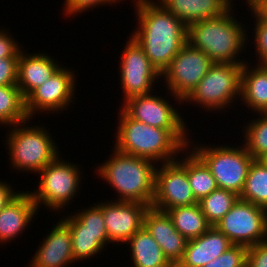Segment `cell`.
Here are the masks:
<instances>
[{"mask_svg": "<svg viewBox=\"0 0 267 267\" xmlns=\"http://www.w3.org/2000/svg\"><path fill=\"white\" fill-rule=\"evenodd\" d=\"M71 232L73 259L75 262L94 257L110 244L106 233L102 209L95 206L84 208L62 219Z\"/></svg>", "mask_w": 267, "mask_h": 267, "instance_id": "obj_11", "label": "cell"}, {"mask_svg": "<svg viewBox=\"0 0 267 267\" xmlns=\"http://www.w3.org/2000/svg\"><path fill=\"white\" fill-rule=\"evenodd\" d=\"M239 199L236 193L217 188L198 201L201 211L211 226H215Z\"/></svg>", "mask_w": 267, "mask_h": 267, "instance_id": "obj_29", "label": "cell"}, {"mask_svg": "<svg viewBox=\"0 0 267 267\" xmlns=\"http://www.w3.org/2000/svg\"><path fill=\"white\" fill-rule=\"evenodd\" d=\"M166 212L176 230L187 240L201 236L211 227L198 203L171 208Z\"/></svg>", "mask_w": 267, "mask_h": 267, "instance_id": "obj_25", "label": "cell"}, {"mask_svg": "<svg viewBox=\"0 0 267 267\" xmlns=\"http://www.w3.org/2000/svg\"><path fill=\"white\" fill-rule=\"evenodd\" d=\"M255 36L254 42H255V55H257L259 60L257 61V64H267V22L259 21L257 18H255ZM260 61V62H259Z\"/></svg>", "mask_w": 267, "mask_h": 267, "instance_id": "obj_33", "label": "cell"}, {"mask_svg": "<svg viewBox=\"0 0 267 267\" xmlns=\"http://www.w3.org/2000/svg\"><path fill=\"white\" fill-rule=\"evenodd\" d=\"M232 10L231 8L222 16L190 24L187 40L194 48L203 51L214 63L244 65L246 62L239 59L241 57L239 54L246 48L245 41H248V36L244 24L233 17Z\"/></svg>", "mask_w": 267, "mask_h": 267, "instance_id": "obj_4", "label": "cell"}, {"mask_svg": "<svg viewBox=\"0 0 267 267\" xmlns=\"http://www.w3.org/2000/svg\"><path fill=\"white\" fill-rule=\"evenodd\" d=\"M263 161L267 164V156L263 159Z\"/></svg>", "mask_w": 267, "mask_h": 267, "instance_id": "obj_39", "label": "cell"}, {"mask_svg": "<svg viewBox=\"0 0 267 267\" xmlns=\"http://www.w3.org/2000/svg\"><path fill=\"white\" fill-rule=\"evenodd\" d=\"M231 246L232 242L216 226H211L201 236L187 241L183 259L176 267H203Z\"/></svg>", "mask_w": 267, "mask_h": 267, "instance_id": "obj_21", "label": "cell"}, {"mask_svg": "<svg viewBox=\"0 0 267 267\" xmlns=\"http://www.w3.org/2000/svg\"><path fill=\"white\" fill-rule=\"evenodd\" d=\"M242 68L241 64L214 63L182 102L190 101L212 112L228 108L241 96Z\"/></svg>", "mask_w": 267, "mask_h": 267, "instance_id": "obj_7", "label": "cell"}, {"mask_svg": "<svg viewBox=\"0 0 267 267\" xmlns=\"http://www.w3.org/2000/svg\"><path fill=\"white\" fill-rule=\"evenodd\" d=\"M109 160L97 166V173L118 194L116 201L138 202L151 207L155 195L156 163L120 152L114 147Z\"/></svg>", "mask_w": 267, "mask_h": 267, "instance_id": "obj_3", "label": "cell"}, {"mask_svg": "<svg viewBox=\"0 0 267 267\" xmlns=\"http://www.w3.org/2000/svg\"><path fill=\"white\" fill-rule=\"evenodd\" d=\"M187 27L197 21L216 18L233 8V0H158Z\"/></svg>", "mask_w": 267, "mask_h": 267, "instance_id": "obj_22", "label": "cell"}, {"mask_svg": "<svg viewBox=\"0 0 267 267\" xmlns=\"http://www.w3.org/2000/svg\"><path fill=\"white\" fill-rule=\"evenodd\" d=\"M245 126L244 146L254 160H263L267 156V113H259Z\"/></svg>", "mask_w": 267, "mask_h": 267, "instance_id": "obj_30", "label": "cell"}, {"mask_svg": "<svg viewBox=\"0 0 267 267\" xmlns=\"http://www.w3.org/2000/svg\"><path fill=\"white\" fill-rule=\"evenodd\" d=\"M248 64L246 61L242 68L239 100L253 112L267 113V64H256L254 68Z\"/></svg>", "mask_w": 267, "mask_h": 267, "instance_id": "obj_23", "label": "cell"}, {"mask_svg": "<svg viewBox=\"0 0 267 267\" xmlns=\"http://www.w3.org/2000/svg\"><path fill=\"white\" fill-rule=\"evenodd\" d=\"M39 246L30 267H69L73 262L71 232L62 218Z\"/></svg>", "mask_w": 267, "mask_h": 267, "instance_id": "obj_18", "label": "cell"}, {"mask_svg": "<svg viewBox=\"0 0 267 267\" xmlns=\"http://www.w3.org/2000/svg\"><path fill=\"white\" fill-rule=\"evenodd\" d=\"M143 226L159 244L168 261L176 267L183 259L188 240L176 230L167 212L149 207L144 214Z\"/></svg>", "mask_w": 267, "mask_h": 267, "instance_id": "obj_17", "label": "cell"}, {"mask_svg": "<svg viewBox=\"0 0 267 267\" xmlns=\"http://www.w3.org/2000/svg\"><path fill=\"white\" fill-rule=\"evenodd\" d=\"M214 62L201 50L186 43L161 74L169 94L183 105V100L195 89ZM168 86V87H167Z\"/></svg>", "mask_w": 267, "mask_h": 267, "instance_id": "obj_9", "label": "cell"}, {"mask_svg": "<svg viewBox=\"0 0 267 267\" xmlns=\"http://www.w3.org/2000/svg\"><path fill=\"white\" fill-rule=\"evenodd\" d=\"M210 146L197 143L192 147L189 145L188 148H192L210 169L218 188L232 191L240 196L249 168L254 161L253 157L247 152L244 143L236 148L227 144L220 147Z\"/></svg>", "mask_w": 267, "mask_h": 267, "instance_id": "obj_6", "label": "cell"}, {"mask_svg": "<svg viewBox=\"0 0 267 267\" xmlns=\"http://www.w3.org/2000/svg\"><path fill=\"white\" fill-rule=\"evenodd\" d=\"M134 1L138 28L131 35L162 74L188 42V27L158 1Z\"/></svg>", "mask_w": 267, "mask_h": 267, "instance_id": "obj_1", "label": "cell"}, {"mask_svg": "<svg viewBox=\"0 0 267 267\" xmlns=\"http://www.w3.org/2000/svg\"><path fill=\"white\" fill-rule=\"evenodd\" d=\"M125 244L130 245L131 267H174L144 226Z\"/></svg>", "mask_w": 267, "mask_h": 267, "instance_id": "obj_24", "label": "cell"}, {"mask_svg": "<svg viewBox=\"0 0 267 267\" xmlns=\"http://www.w3.org/2000/svg\"><path fill=\"white\" fill-rule=\"evenodd\" d=\"M129 38L119 65L124 102L132 97L151 93V90H154L153 83L161 78V74L151 64L142 47L132 36Z\"/></svg>", "mask_w": 267, "mask_h": 267, "instance_id": "obj_13", "label": "cell"}, {"mask_svg": "<svg viewBox=\"0 0 267 267\" xmlns=\"http://www.w3.org/2000/svg\"><path fill=\"white\" fill-rule=\"evenodd\" d=\"M29 120L12 125L9 134H6L5 143L6 149H9L11 168L20 170L19 172L33 171L38 174L60 152L51 133L42 126H28Z\"/></svg>", "mask_w": 267, "mask_h": 267, "instance_id": "obj_5", "label": "cell"}, {"mask_svg": "<svg viewBox=\"0 0 267 267\" xmlns=\"http://www.w3.org/2000/svg\"><path fill=\"white\" fill-rule=\"evenodd\" d=\"M247 247L233 245L218 258L211 260L203 267H246Z\"/></svg>", "mask_w": 267, "mask_h": 267, "instance_id": "obj_31", "label": "cell"}, {"mask_svg": "<svg viewBox=\"0 0 267 267\" xmlns=\"http://www.w3.org/2000/svg\"><path fill=\"white\" fill-rule=\"evenodd\" d=\"M59 156L61 157L58 155L39 172L41 179L38 188L29 191L38 210L44 205L53 212L62 211L79 193V184L82 180L80 168Z\"/></svg>", "mask_w": 267, "mask_h": 267, "instance_id": "obj_8", "label": "cell"}, {"mask_svg": "<svg viewBox=\"0 0 267 267\" xmlns=\"http://www.w3.org/2000/svg\"><path fill=\"white\" fill-rule=\"evenodd\" d=\"M119 111L114 147L120 152L162 164L176 160L178 154H183L189 146V129H161L149 126L132 119L122 108Z\"/></svg>", "mask_w": 267, "mask_h": 267, "instance_id": "obj_2", "label": "cell"}, {"mask_svg": "<svg viewBox=\"0 0 267 267\" xmlns=\"http://www.w3.org/2000/svg\"><path fill=\"white\" fill-rule=\"evenodd\" d=\"M248 7L259 21L267 22V0H250Z\"/></svg>", "mask_w": 267, "mask_h": 267, "instance_id": "obj_37", "label": "cell"}, {"mask_svg": "<svg viewBox=\"0 0 267 267\" xmlns=\"http://www.w3.org/2000/svg\"><path fill=\"white\" fill-rule=\"evenodd\" d=\"M46 53H24L18 58L17 87L26 98L34 89L43 85L61 67ZM54 59V60H53Z\"/></svg>", "mask_w": 267, "mask_h": 267, "instance_id": "obj_20", "label": "cell"}, {"mask_svg": "<svg viewBox=\"0 0 267 267\" xmlns=\"http://www.w3.org/2000/svg\"><path fill=\"white\" fill-rule=\"evenodd\" d=\"M158 165L155 171V195L151 207L168 209L197 204L187 177V156Z\"/></svg>", "mask_w": 267, "mask_h": 267, "instance_id": "obj_12", "label": "cell"}, {"mask_svg": "<svg viewBox=\"0 0 267 267\" xmlns=\"http://www.w3.org/2000/svg\"><path fill=\"white\" fill-rule=\"evenodd\" d=\"M106 201L97 205L102 209L108 238L113 244H124L143 227L144 214L149 206L116 199Z\"/></svg>", "mask_w": 267, "mask_h": 267, "instance_id": "obj_16", "label": "cell"}, {"mask_svg": "<svg viewBox=\"0 0 267 267\" xmlns=\"http://www.w3.org/2000/svg\"><path fill=\"white\" fill-rule=\"evenodd\" d=\"M120 1L122 2V0H64V13H66L65 15L68 17H74V15L76 16L78 13L80 14L86 10L88 11L91 7L93 9V7H97V5H112L113 3H120Z\"/></svg>", "mask_w": 267, "mask_h": 267, "instance_id": "obj_32", "label": "cell"}, {"mask_svg": "<svg viewBox=\"0 0 267 267\" xmlns=\"http://www.w3.org/2000/svg\"><path fill=\"white\" fill-rule=\"evenodd\" d=\"M11 186L12 185H9L8 182H2V180H0V210L20 193V191L15 192Z\"/></svg>", "mask_w": 267, "mask_h": 267, "instance_id": "obj_38", "label": "cell"}, {"mask_svg": "<svg viewBox=\"0 0 267 267\" xmlns=\"http://www.w3.org/2000/svg\"><path fill=\"white\" fill-rule=\"evenodd\" d=\"M189 148L183 153L187 155V177L192 193L197 201L216 190L217 184L206 164Z\"/></svg>", "mask_w": 267, "mask_h": 267, "instance_id": "obj_26", "label": "cell"}, {"mask_svg": "<svg viewBox=\"0 0 267 267\" xmlns=\"http://www.w3.org/2000/svg\"><path fill=\"white\" fill-rule=\"evenodd\" d=\"M38 208L31 193L20 191L0 210V243L6 244L15 239L37 215ZM5 242V243H4Z\"/></svg>", "mask_w": 267, "mask_h": 267, "instance_id": "obj_19", "label": "cell"}, {"mask_svg": "<svg viewBox=\"0 0 267 267\" xmlns=\"http://www.w3.org/2000/svg\"><path fill=\"white\" fill-rule=\"evenodd\" d=\"M239 199L267 209V164L263 160L251 163Z\"/></svg>", "mask_w": 267, "mask_h": 267, "instance_id": "obj_27", "label": "cell"}, {"mask_svg": "<svg viewBox=\"0 0 267 267\" xmlns=\"http://www.w3.org/2000/svg\"><path fill=\"white\" fill-rule=\"evenodd\" d=\"M215 226L233 245L248 248L267 240V209L238 199Z\"/></svg>", "mask_w": 267, "mask_h": 267, "instance_id": "obj_10", "label": "cell"}, {"mask_svg": "<svg viewBox=\"0 0 267 267\" xmlns=\"http://www.w3.org/2000/svg\"><path fill=\"white\" fill-rule=\"evenodd\" d=\"M18 44L6 29H0V58H19L22 48Z\"/></svg>", "mask_w": 267, "mask_h": 267, "instance_id": "obj_36", "label": "cell"}, {"mask_svg": "<svg viewBox=\"0 0 267 267\" xmlns=\"http://www.w3.org/2000/svg\"><path fill=\"white\" fill-rule=\"evenodd\" d=\"M18 58H0V86H16Z\"/></svg>", "mask_w": 267, "mask_h": 267, "instance_id": "obj_34", "label": "cell"}, {"mask_svg": "<svg viewBox=\"0 0 267 267\" xmlns=\"http://www.w3.org/2000/svg\"><path fill=\"white\" fill-rule=\"evenodd\" d=\"M246 267H267V240L247 248Z\"/></svg>", "mask_w": 267, "mask_h": 267, "instance_id": "obj_35", "label": "cell"}, {"mask_svg": "<svg viewBox=\"0 0 267 267\" xmlns=\"http://www.w3.org/2000/svg\"><path fill=\"white\" fill-rule=\"evenodd\" d=\"M135 96L125 102L121 108L134 120L161 129H187L184 117L167 99L152 95Z\"/></svg>", "mask_w": 267, "mask_h": 267, "instance_id": "obj_15", "label": "cell"}, {"mask_svg": "<svg viewBox=\"0 0 267 267\" xmlns=\"http://www.w3.org/2000/svg\"><path fill=\"white\" fill-rule=\"evenodd\" d=\"M68 69L65 66L63 68L61 65L49 80L34 89L25 98L26 112L31 120L38 111L40 113L46 111L47 114L51 111V113L56 111L58 114V112L66 110V107L68 109L71 102H74L76 74L73 70Z\"/></svg>", "mask_w": 267, "mask_h": 267, "instance_id": "obj_14", "label": "cell"}, {"mask_svg": "<svg viewBox=\"0 0 267 267\" xmlns=\"http://www.w3.org/2000/svg\"><path fill=\"white\" fill-rule=\"evenodd\" d=\"M28 119L25 98L17 85L0 86V124L8 127Z\"/></svg>", "mask_w": 267, "mask_h": 267, "instance_id": "obj_28", "label": "cell"}]
</instances>
